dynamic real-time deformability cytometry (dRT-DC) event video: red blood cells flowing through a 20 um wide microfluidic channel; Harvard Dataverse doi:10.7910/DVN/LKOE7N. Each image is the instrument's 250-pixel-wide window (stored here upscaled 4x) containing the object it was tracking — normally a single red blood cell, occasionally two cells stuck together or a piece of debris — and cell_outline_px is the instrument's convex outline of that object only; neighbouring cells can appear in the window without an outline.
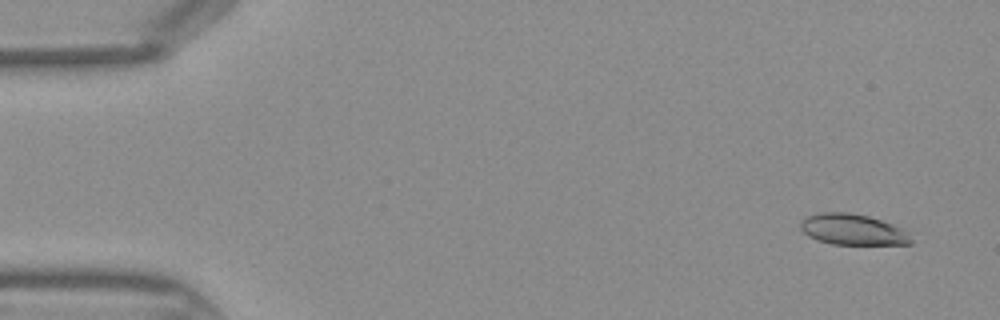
{"species": "Egyptian fruit bat (a non-hibernating species)", "species_latin": "Rousettus aegyptiacus", "temperature_condition": "warm", "stored_images_in_passage": 44, "camera_frame_rate_fps": 3000, "um_per_image_px": 0.085, "frame": {"image": 1, "passage_image": 2, "time_ms": 0.333, "image_size_px": [1000, 320], "cell_outline_px": [[912, 244], [832, 244], [808, 236], [800, 228], [800, 220], [808, 216], [820, 212], [852, 212], [868, 216], [904, 228], [908, 232], [912, 240]], "centroid_in_image_um": [72.49, 19.5], "position_along_channel_um": 12.5, "area_um2": 19.94}}
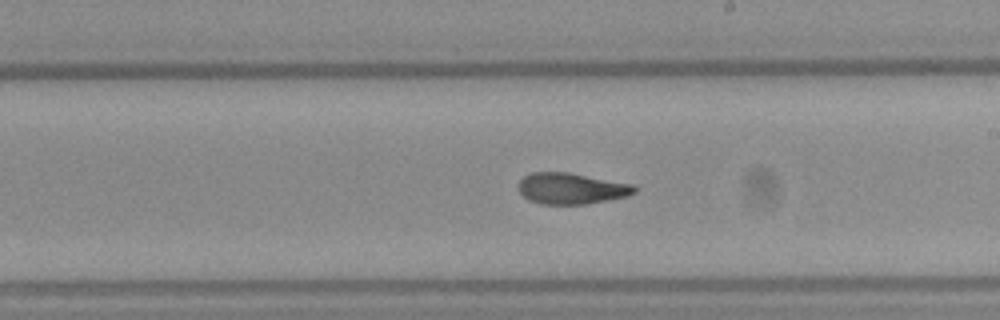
{"frame": {"image": 2, "passage_image": 25, "time_ms": 8.0, "image_size_px": [1000, 320], "cell_outline_px": [[636, 192], [628, 196], [584, 204], [540, 204], [528, 200], [520, 192], [520, 180], [524, 176], [532, 172], [568, 172], [632, 184], [636, 188]], "centroid_in_image_um": [48.56, 16.02], "position_along_channel_um": 240.4, "area_um2": 20.87}}
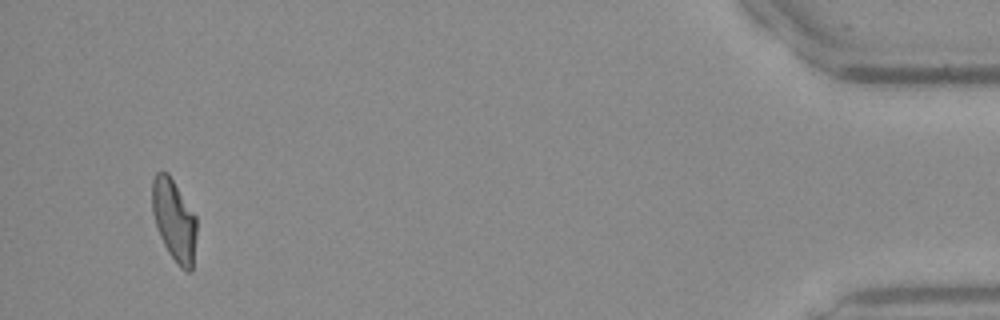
{"frame": {"image": 3, "passage_image": 42, "time_ms": 13.667, "image_size_px": [1000, 320], "cell_outline_px": [[196, 236], [192, 272], [188, 272], [180, 268], [176, 264], [168, 252], [160, 236], [152, 212], [152, 180], [156, 172], [168, 172], [196, 216]], "centroid_in_image_um": [14.8, 18.74], "position_along_channel_um": 420.4, "area_um2": 21.21}}